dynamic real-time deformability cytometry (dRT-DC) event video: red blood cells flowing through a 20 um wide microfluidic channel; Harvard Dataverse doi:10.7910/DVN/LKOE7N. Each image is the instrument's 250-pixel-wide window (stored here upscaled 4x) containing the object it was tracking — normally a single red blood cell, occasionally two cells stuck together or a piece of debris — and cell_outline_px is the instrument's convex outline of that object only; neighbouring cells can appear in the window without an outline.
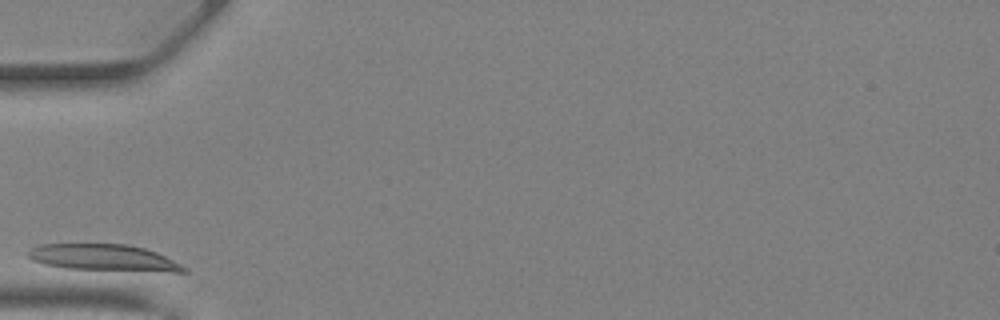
{"species": "Egyptian fruit bat (a non-hibernating species)", "species_latin": "Rousettus aegyptiacus", "temperature_condition": "warm", "stored_images_in_passage": 26, "camera_frame_rate_fps": 3000, "um_per_image_px": 0.085, "animal": {"sex": "female"}, "frame": {"image": 1, "passage_image": 1, "time_ms": 0.0, "image_size_px": [1000, 320], "cell_outline_px": [[192, 272], [172, 272], [64, 268], [44, 264], [32, 260], [28, 256], [28, 252], [32, 248], [40, 244], [128, 244], [144, 248], [156, 252], [188, 268]], "centroid_in_image_um": [8.84, 21.9], "position_along_channel_um": 76.2, "area_um2": 23.99}}
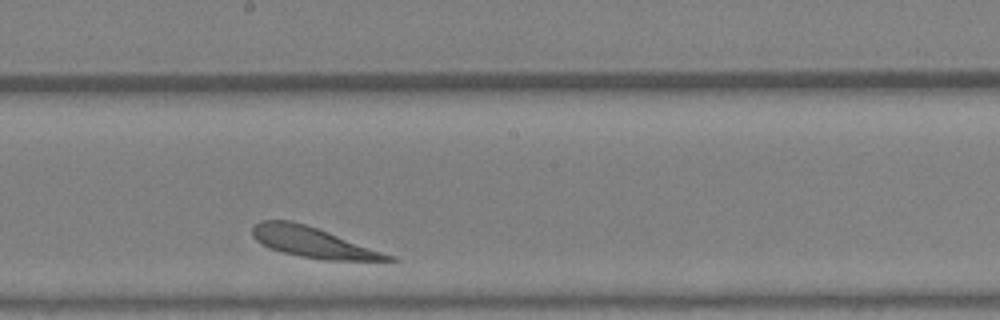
{"frame": {"image": 2, "passage_image": 13, "time_ms": 4.0, "image_size_px": [1000, 320], "cell_outline_px": [[400, 260], [324, 260], [300, 256], [268, 248], [260, 244], [252, 236], [252, 228], [260, 220], [292, 220], [328, 232], [396, 256]], "centroid_in_image_um": [26.58, 20.6], "position_along_channel_um": 221.6, "area_um2": 23.93}}
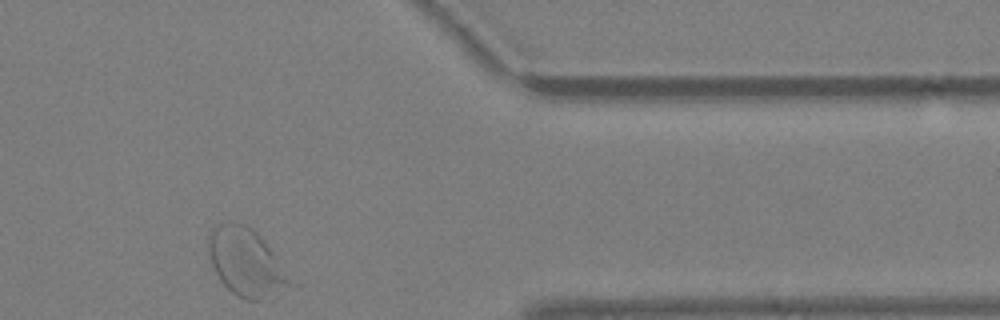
{"frame": {"image": 3, "passage_image": 26, "time_ms": 8.333, "image_size_px": [1000, 320], "cell_outline_px": [[296, 284], [272, 300], [248, 300], [232, 292], [220, 280], [212, 264], [208, 252], [208, 236], [212, 228], [220, 224], [244, 224], [252, 228], [264, 240]], "centroid_in_image_um": [20.98, 22.36], "position_along_channel_um": 390.4, "area_um2": 32.31}}